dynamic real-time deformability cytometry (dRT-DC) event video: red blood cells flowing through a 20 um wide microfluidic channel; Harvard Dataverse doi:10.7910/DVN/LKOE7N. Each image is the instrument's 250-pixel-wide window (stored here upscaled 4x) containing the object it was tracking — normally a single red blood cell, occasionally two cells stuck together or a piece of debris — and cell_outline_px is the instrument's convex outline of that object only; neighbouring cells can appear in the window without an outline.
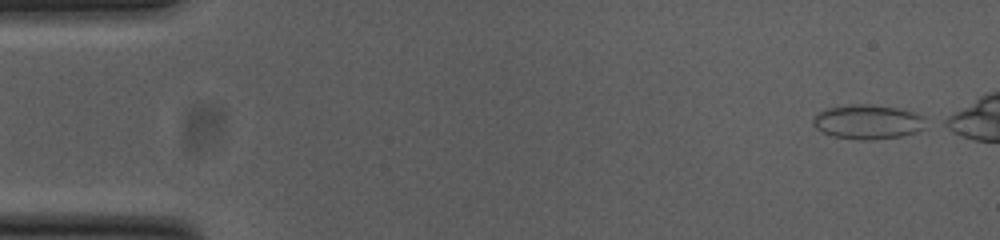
{"species": "common noctule bat (a hibernating species)", "species_latin": "Nyctalus noctula", "temperature_condition": "cold", "stored_images_in_passage": 44, "camera_frame_rate_fps": 3000, "um_per_image_px": 0.085, "animal": {"sex": "female", "body_mass_g": 23.0, "forearm_length_mm": 53.4}, "frame": {"image": 1, "passage_image": 1, "time_ms": 0.0, "image_size_px": [1000, 240], "cell_outline_px": [[932, 124], [916, 132], [900, 136], [872, 140], [860, 140], [832, 136], [820, 132], [812, 124], [812, 120], [824, 108], [848, 104], [868, 104], [896, 108], [912, 112], [924, 116], [932, 120]], "centroid_in_image_um": [73.81, 10.36], "position_along_channel_um": 11.2, "area_um2": 23.12}}
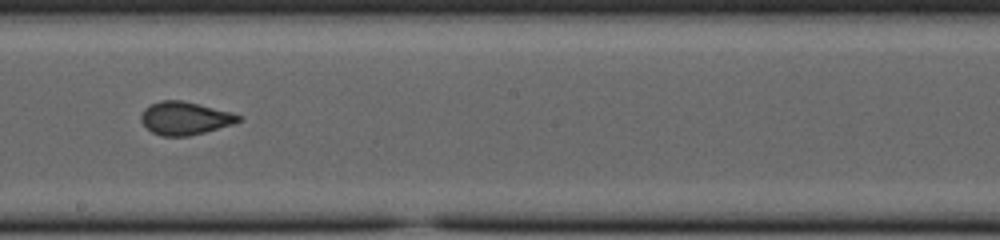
{"frame": {"image": 2, "passage_image": 28, "time_ms": 9.0, "image_size_px": [1000, 240], "cell_outline_px": [[244, 116], [240, 120], [232, 124], [204, 132], [188, 136], [160, 136], [152, 132], [140, 120], [140, 116], [144, 108], [160, 100], [184, 100], [232, 112]], "centroid_in_image_um": [15.72, 10.04], "position_along_channel_um": 232.5, "area_um2": 18.79}}
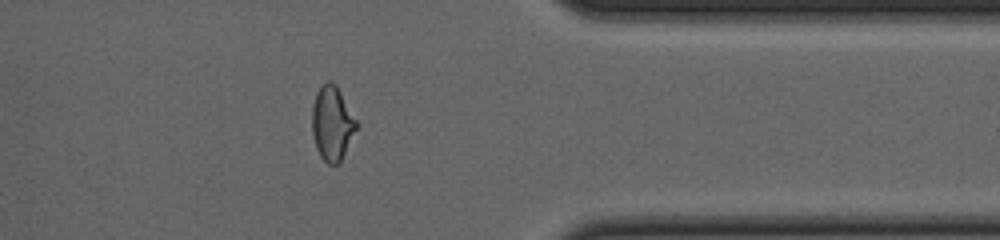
{"frame": {"image": 3, "passage_image": 41, "time_ms": 13.333, "image_size_px": [1000, 240], "cell_outline_px": [[360, 124], [340, 160], [336, 164], [328, 164], [320, 156], [316, 148], [312, 132], [312, 108], [316, 92], [328, 80], [332, 80], [336, 84]], "centroid_in_image_um": [28.25, 10.45], "position_along_channel_um": 383.2, "area_um2": 19.31}}